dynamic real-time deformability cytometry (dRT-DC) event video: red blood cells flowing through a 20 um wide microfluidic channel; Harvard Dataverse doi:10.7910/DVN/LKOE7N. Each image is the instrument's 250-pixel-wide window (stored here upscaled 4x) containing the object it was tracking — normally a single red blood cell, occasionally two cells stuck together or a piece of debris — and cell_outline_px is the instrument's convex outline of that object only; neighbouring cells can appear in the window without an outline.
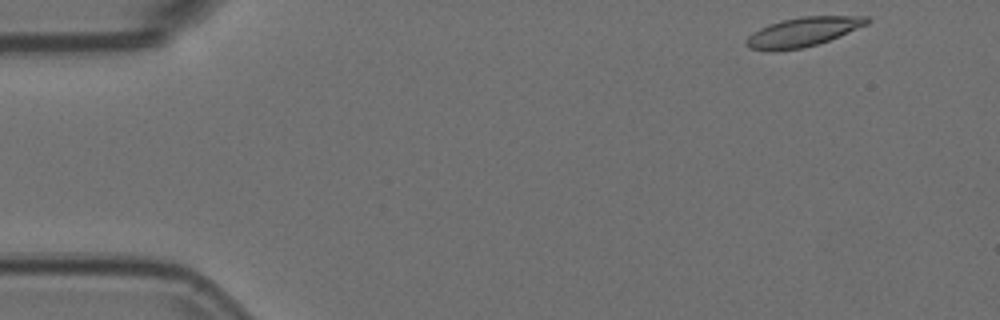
{"species": "Egyptian fruit bat (a non-hibernating species)", "species_latin": "Rousettus aegyptiacus", "temperature_condition": "room temperature", "stored_images_in_passage": 4, "camera_frame_rate_fps": 3000, "um_per_image_px": 0.085, "animal": {"sex": "female"}, "frame": {"image": 1, "passage_image": 1, "time_ms": 0.0, "image_size_px": [1000, 320], "cell_outline_px": [[872, 20], [868, 24], [840, 36], [804, 48], [772, 52], [768, 52], [748, 48], [744, 44], [748, 36], [752, 32], [768, 24], [780, 20], [800, 16], [868, 16]], "centroid_in_image_um": [68.21, 2.72], "position_along_channel_um": 16.8, "area_um2": 20.98}}
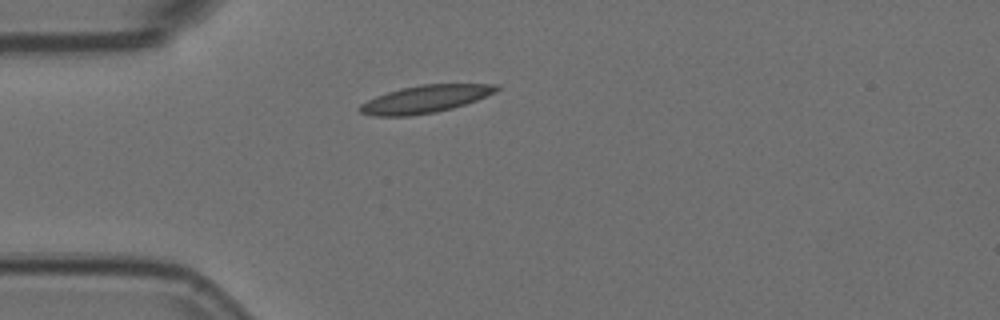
{"frame": {"image": 2, "passage_image": 4, "time_ms": 1.0, "image_size_px": [1000, 320], "cell_outline_px": [[500, 88], [496, 92], [476, 100], [452, 108], [436, 112], [408, 116], [376, 116], [360, 112], [356, 108], [360, 104], [376, 96], [400, 88], [420, 84], [500, 84]], "centroid_in_image_um": [36.13, 8.41], "position_along_channel_um": 48.9, "area_um2": 21.91}}